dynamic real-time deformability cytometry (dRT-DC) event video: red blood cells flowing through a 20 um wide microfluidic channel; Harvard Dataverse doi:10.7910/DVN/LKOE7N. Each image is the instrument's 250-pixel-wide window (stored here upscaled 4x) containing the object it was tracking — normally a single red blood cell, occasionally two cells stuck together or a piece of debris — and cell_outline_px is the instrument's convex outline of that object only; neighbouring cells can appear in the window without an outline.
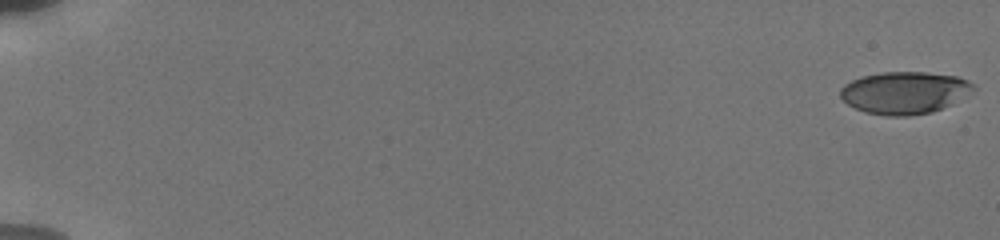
{"species": "human", "species_latin": "Homo sapiens", "temperature_condition": "cold", "stored_images_in_passage": 44, "camera_frame_rate_fps": 3000, "um_per_image_px": 0.085, "donor": {"sex": "male"}, "frame": {"image": 1, "passage_image": 1, "time_ms": 0.0, "image_size_px": [1000, 240], "cell_outline_px": [[976, 88], [952, 104], [932, 112], [908, 116], [888, 116], [864, 112], [848, 104], [840, 96], [840, 88], [844, 84], [860, 76], [880, 72], [924, 72], [956, 76], [968, 80], [976, 84]], "centroid_in_image_um": [76.88, 7.87], "position_along_channel_um": 8.1, "area_um2": 32.89}}
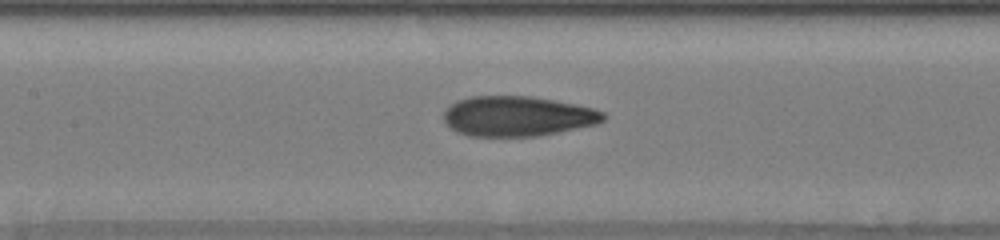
{"frame": {"image": 2, "passage_image": 22, "time_ms": 9.333, "image_size_px": [1000, 240], "cell_outline_px": [[608, 116], [604, 120], [596, 124], [536, 136], [468, 136], [456, 132], [444, 120], [444, 112], [456, 100], [472, 96], [532, 96], [576, 104], [592, 108], [604, 112]], "centroid_in_image_um": [43.99, 9.87], "position_along_channel_um": 163.4, "area_um2": 37.17}}
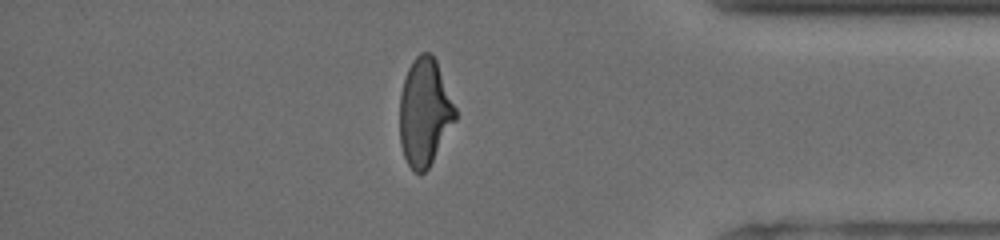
{"frame": {"image": 3, "passage_image": 38, "time_ms": 16.0, "image_size_px": [1000, 240], "cell_outline_px": [[456, 120], [428, 168], [424, 172], [416, 172], [408, 164], [404, 156], [400, 144], [400, 96], [404, 76], [412, 60], [420, 52], [428, 52], [436, 60], [456, 108]], "centroid_in_image_um": [36.08, 9.51], "position_along_channel_um": 399.1, "area_um2": 34.62}, "authors_computed_cell_mechanics": {"area_um2": 35.3447, "velocity_mm_per_s": 3.8348, "shape_relaxation_time_tau1_ms": 4.9151, "shape_relaxation_time_tau2_ms": 1.3798, "deformation_change_tau1": 0.1939, "deformation_change_tau2": 0.0859}}